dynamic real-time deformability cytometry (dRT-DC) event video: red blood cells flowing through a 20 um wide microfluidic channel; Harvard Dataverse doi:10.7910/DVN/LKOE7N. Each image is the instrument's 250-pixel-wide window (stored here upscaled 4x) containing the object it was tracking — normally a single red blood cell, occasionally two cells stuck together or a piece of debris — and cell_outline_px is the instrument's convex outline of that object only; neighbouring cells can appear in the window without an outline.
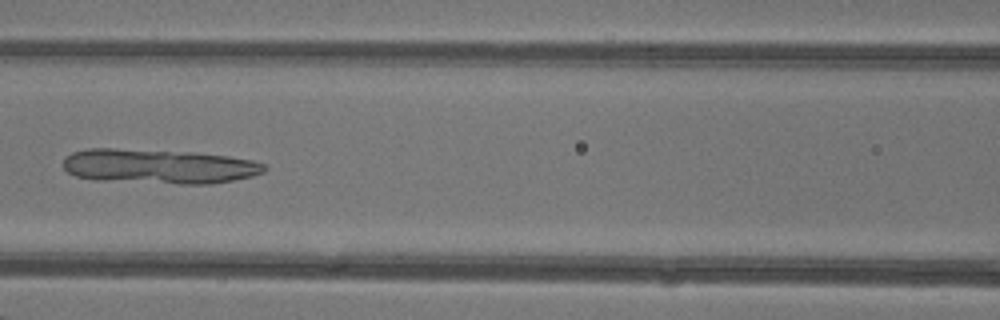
{"species": "common noctule bat (a hibernating species)", "species_latin": "Nyctalus noctula", "temperature_condition": "warm", "stored_images_in_passage": 46, "camera_frame_rate_fps": 3000, "um_per_image_px": 0.085, "animal": {"sex": "female"}, "frame": {"image": 1, "passage_image": 22, "time_ms": 7.0, "image_size_px": [1000, 320], "cell_outline_px": [[268, 168], [264, 172], [252, 176], [212, 184], [180, 184], [96, 180], [76, 176], [68, 172], [64, 168], [64, 160], [72, 152], [88, 148], [116, 148], [192, 152], [228, 156], [252, 160], [264, 164]], "centroid_in_image_um": [13.51, 14.14], "position_along_channel_um": 153.1, "area_um2": 40.75}}
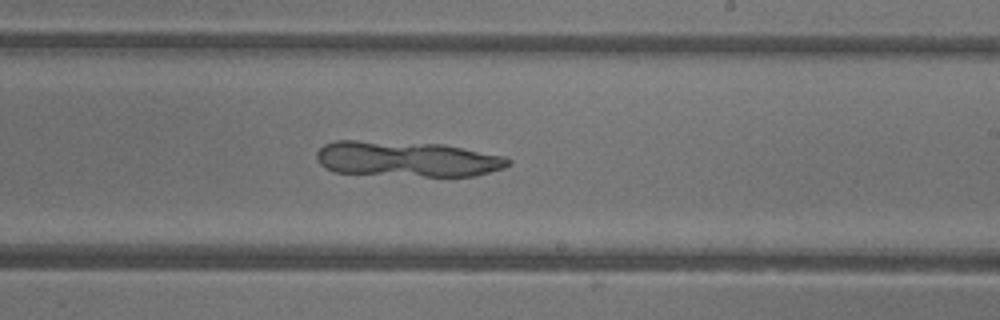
{"frame": {"image": 2, "passage_image": 29, "time_ms": 9.333, "image_size_px": [1000, 320], "cell_outline_px": [[512, 164], [504, 168], [476, 176], [424, 176], [332, 172], [324, 168], [320, 164], [316, 156], [316, 152], [324, 144], [336, 140], [356, 140], [444, 144], [504, 156], [512, 160]], "centroid_in_image_um": [34.6, 13.51], "position_along_channel_um": 254.4, "area_um2": 39.88}}
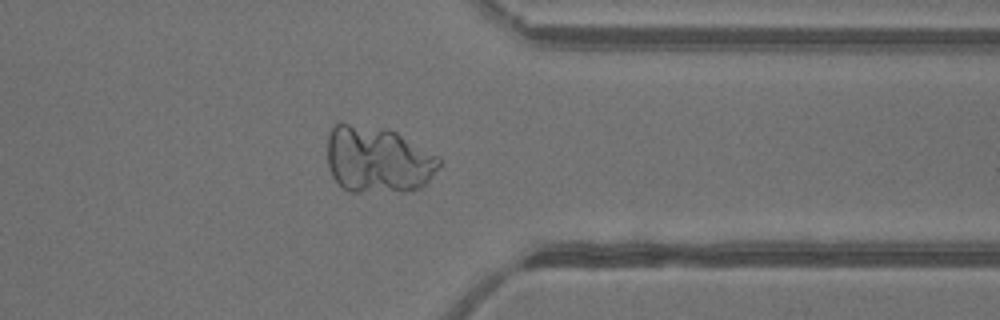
{"frame": {"image": 3, "passage_image": 38, "time_ms": 12.333, "image_size_px": [1000, 320], "cell_outline_px": [[440, 164], [428, 180], [420, 188], [404, 192], [348, 192], [332, 176], [328, 168], [328, 136], [332, 124], [348, 124], [388, 128], [396, 132], [436, 156], [440, 160]], "centroid_in_image_um": [32.07, 13.59], "position_along_channel_um": 379.3, "area_um2": 43.23}}